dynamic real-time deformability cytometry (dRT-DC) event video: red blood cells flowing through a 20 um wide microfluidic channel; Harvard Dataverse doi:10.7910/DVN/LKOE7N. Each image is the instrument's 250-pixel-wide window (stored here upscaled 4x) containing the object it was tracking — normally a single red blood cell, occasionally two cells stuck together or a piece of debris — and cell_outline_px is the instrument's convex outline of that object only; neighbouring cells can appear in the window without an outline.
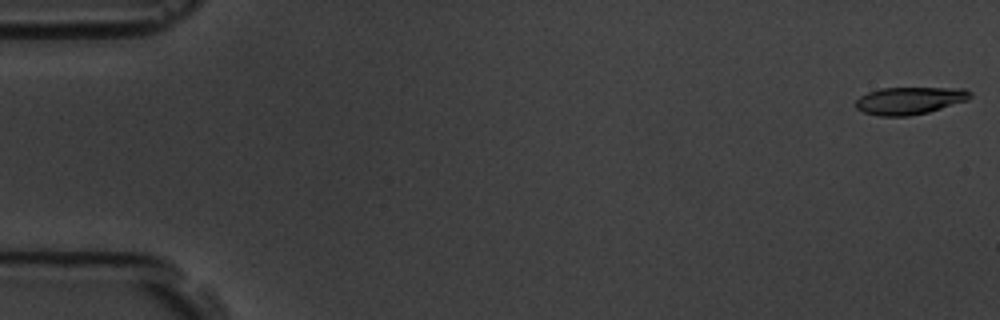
{"species": "common noctule bat (a hibernating species)", "species_latin": "Nyctalus noctula", "temperature_condition": "room temperature", "stored_images_in_passage": 56, "camera_frame_rate_fps": 3000, "um_per_image_px": 0.085, "animal": {"sex": "male", "body_mass_g": 19.5, "forearm_length_mm": 54.6}, "frame": {"image": 1, "passage_image": 1, "time_ms": 0.0, "image_size_px": [1000, 320], "cell_outline_px": [[972, 96], [968, 100], [928, 112], [908, 116], [876, 116], [864, 112], [856, 108], [856, 100], [860, 96], [868, 92], [880, 88], [964, 88], [972, 92]], "centroid_in_image_um": [77.32, 8.55], "position_along_channel_um": 7.7, "area_um2": 18.32}}
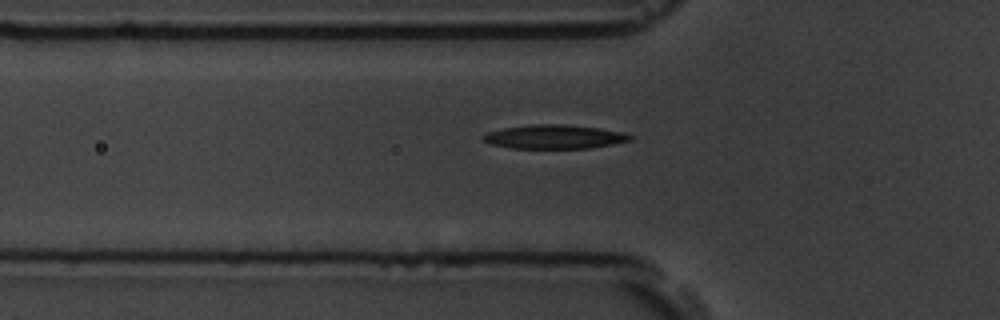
{"frame": {"image": 2, "passage_image": 19, "time_ms": 6.0, "image_size_px": [1000, 320], "cell_outline_px": [[632, 140], [612, 144], [588, 148], [512, 148], [492, 144], [484, 140], [480, 136], [488, 132], [504, 128], [528, 124], [564, 124], [600, 128], [620, 132], [632, 136]], "centroid_in_image_um": [47.1, 11.62], "position_along_channel_um": 78.7, "area_um2": 20.35}}
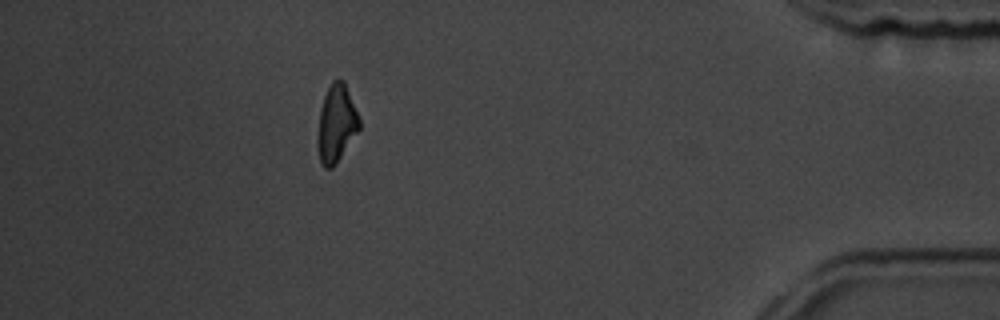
{"frame": {"image": 3, "passage_image": 50, "time_ms": 16.333, "image_size_px": [1000, 320], "cell_outline_px": [[360, 128], [336, 164], [332, 168], [324, 168], [320, 160], [316, 136], [320, 108], [324, 96], [332, 80], [344, 80], [360, 120]], "centroid_in_image_um": [28.57, 10.51], "position_along_channel_um": 406.6, "area_um2": 18.79}, "authors_computed_cell_mechanics": {"area_um2": 19.652, "velocity_mm_per_s": 3.6599, "shape_relaxation_time_tau1_ms": 5.4104, "shape_relaxation_time_tau2_ms": null, "deformation_change_tau1": 0.167, "deformation_change_tau2": null}}